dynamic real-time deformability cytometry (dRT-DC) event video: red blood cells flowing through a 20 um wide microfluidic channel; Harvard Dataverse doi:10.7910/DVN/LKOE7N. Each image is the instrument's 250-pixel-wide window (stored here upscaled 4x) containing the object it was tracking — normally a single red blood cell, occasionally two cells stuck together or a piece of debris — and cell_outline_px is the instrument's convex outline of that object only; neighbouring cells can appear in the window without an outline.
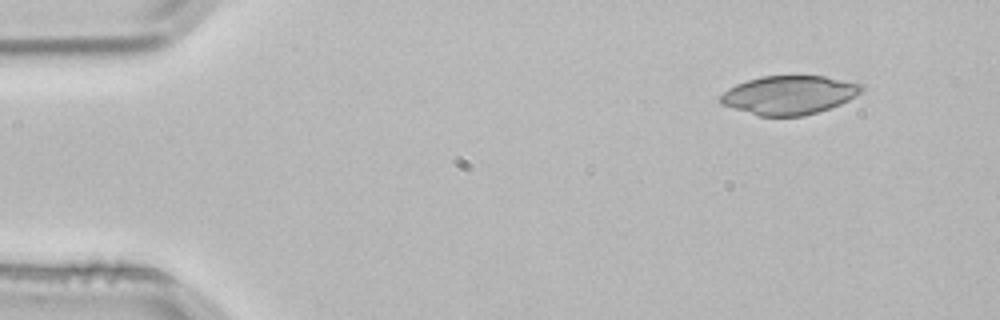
{"species": "common noctule bat (a hibernating species)", "species_latin": "Nyctalus noctula", "temperature_condition": "room temperature", "stored_images_in_passage": 3, "camera_frame_rate_fps": 3000, "um_per_image_px": 0.085, "animal": {"sex": "male", "body_mass_g": 21.5, "forearm_length_mm": 52.0}, "frame": {"image": 1, "passage_image": 1, "time_ms": 0.0, "image_size_px": [1000, 320], "cell_outline_px": [[864, 88], [856, 96], [840, 104], [804, 116], [760, 116], [720, 104], [720, 96], [728, 88], [736, 84], [748, 80], [764, 76], [824, 76], [864, 84]], "centroid_in_image_um": [67.08, 8.07], "position_along_channel_um": 17.9, "area_um2": 31.67}}